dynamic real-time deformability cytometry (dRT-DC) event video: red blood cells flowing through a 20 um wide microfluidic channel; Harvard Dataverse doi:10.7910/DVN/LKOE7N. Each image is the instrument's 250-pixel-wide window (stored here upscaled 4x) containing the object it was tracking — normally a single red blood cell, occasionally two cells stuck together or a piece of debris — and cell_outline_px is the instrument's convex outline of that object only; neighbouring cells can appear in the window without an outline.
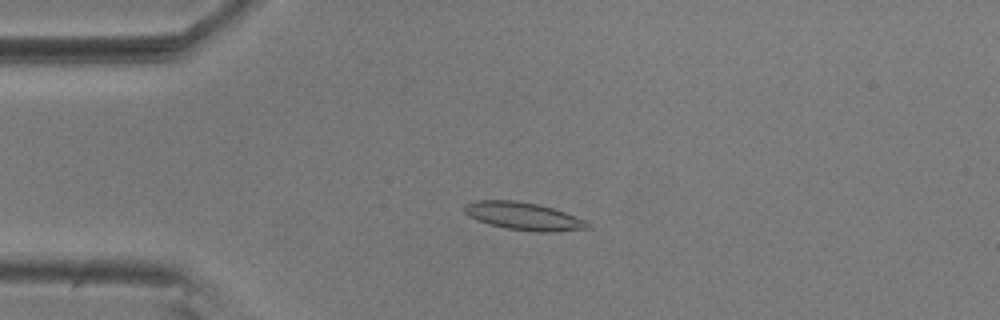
{"species": "common noctule bat (a hibernating species)", "species_latin": "Nyctalus noctula", "temperature_condition": "room temperature", "stored_images_in_passage": 55, "camera_frame_rate_fps": 3000, "um_per_image_px": 0.085, "animal": {"sex": "male", "body_mass_g": 20.5, "forearm_length_mm": 52.5}, "frame": {"image": 1, "passage_image": 12, "time_ms": 3.667, "image_size_px": [1000, 320], "cell_outline_px": [[592, 228], [552, 232], [536, 232], [508, 228], [488, 224], [476, 220], [468, 216], [464, 212], [464, 204], [476, 200], [516, 200], [536, 204], [552, 208], [588, 220], [592, 224]], "centroid_in_image_um": [44.53, 18.38], "position_along_channel_um": 40.5, "area_um2": 20.11}}
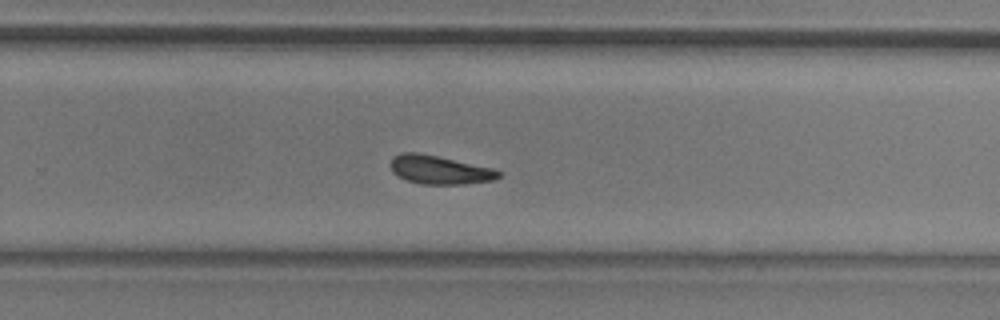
{"frame": {"image": 2, "passage_image": 35, "time_ms": 11.333, "image_size_px": [1000, 320], "cell_outline_px": [[500, 176], [492, 180], [464, 184], [420, 184], [408, 180], [392, 172], [388, 164], [392, 156], [404, 152], [416, 152], [436, 156], [492, 168], [500, 172]], "centroid_in_image_um": [37.29, 14.43], "position_along_channel_um": 292.5, "area_um2": 17.8}}
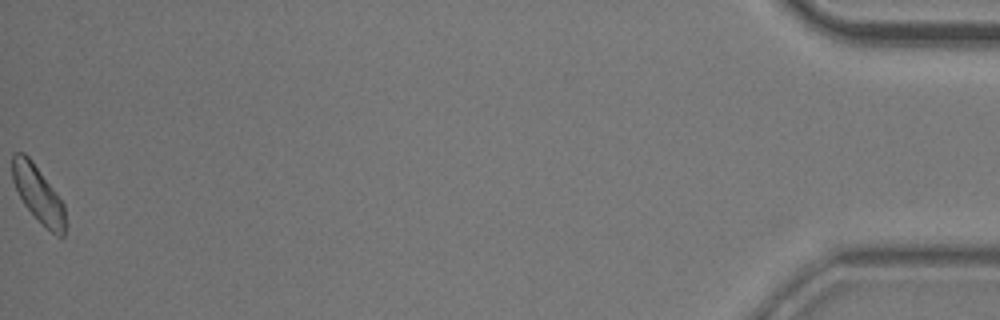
{"frame": {"image": 3, "passage_image": 55, "time_ms": 18.0, "image_size_px": [1000, 320], "cell_outline_px": [[68, 224], [64, 236], [56, 236], [24, 204], [12, 180], [12, 152], [24, 152], [32, 160], [56, 192], [64, 204]], "centroid_in_image_um": [3.28, 16.49], "position_along_channel_um": 431.9, "area_um2": 17.46}, "authors_computed_cell_mechanics": {"area_um2": 18.3226, "velocity_mm_per_s": 3.6059, "shape_relaxation_time_tau1_ms": 4.4095, "shape_relaxation_time_tau2_ms": 6.7643, "deformation_change_tau1": 0.1078, "deformation_change_tau2": 0.109}}